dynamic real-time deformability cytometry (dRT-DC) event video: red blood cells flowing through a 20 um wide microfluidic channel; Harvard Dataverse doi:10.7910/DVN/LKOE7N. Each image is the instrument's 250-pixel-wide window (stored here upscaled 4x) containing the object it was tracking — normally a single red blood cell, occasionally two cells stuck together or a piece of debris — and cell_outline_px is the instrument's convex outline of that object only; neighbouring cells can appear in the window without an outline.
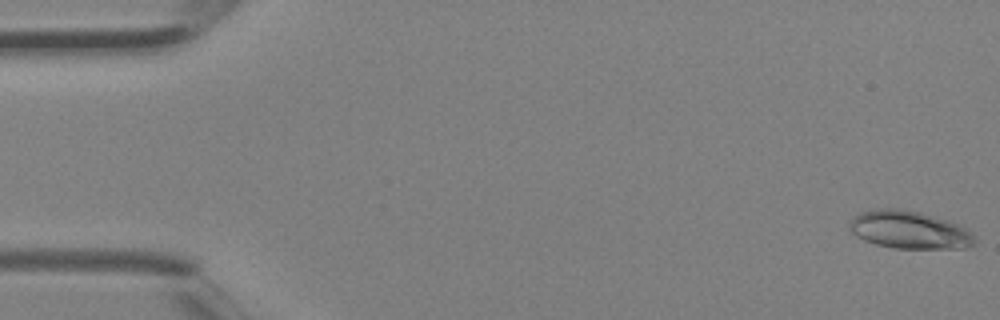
{"species": "Egyptian fruit bat (a non-hibernating species)", "species_latin": "Rousettus aegyptiacus", "temperature_condition": "room temperature", "stored_images_in_passage": 4, "camera_frame_rate_fps": 3000, "um_per_image_px": 0.085, "animal": {"sex": "female"}, "frame": {"image": 1, "passage_image": 1, "time_ms": 0.0, "image_size_px": [1000, 320], "cell_outline_px": [[976, 240], [972, 244], [964, 248], [896, 248], [876, 244], [864, 240], [856, 236], [848, 228], [848, 224], [852, 216], [860, 212], [876, 208], [904, 208], [920, 212], [948, 220], [960, 224]], "centroid_in_image_um": [77.22, 19.51], "position_along_channel_um": 7.8, "area_um2": 27.63}}